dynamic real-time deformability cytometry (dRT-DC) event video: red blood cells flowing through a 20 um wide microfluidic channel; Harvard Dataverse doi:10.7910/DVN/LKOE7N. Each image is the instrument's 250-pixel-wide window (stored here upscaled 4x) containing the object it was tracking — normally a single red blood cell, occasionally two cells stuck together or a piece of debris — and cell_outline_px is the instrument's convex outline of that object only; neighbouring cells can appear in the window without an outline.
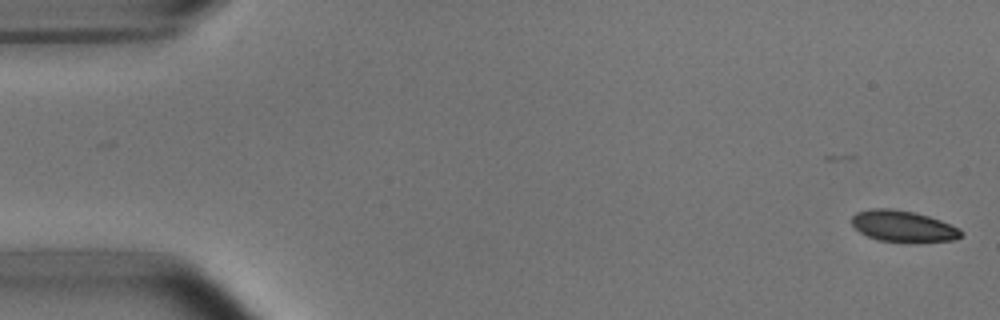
{"species": "common noctule bat (a hibernating species)", "species_latin": "Nyctalus noctula", "temperature_condition": "room temperature", "stored_images_in_passage": 17, "camera_frame_rate_fps": 3000, "um_per_image_px": 0.085, "animal": {"sex": "male", "body_mass_g": 15.6}, "frame": {"image": 1, "passage_image": 1, "time_ms": 0.0, "image_size_px": [1000, 320], "cell_outline_px": [[964, 232], [960, 236], [952, 240], [916, 244], [880, 240], [868, 236], [860, 232], [852, 224], [852, 216], [856, 212], [872, 208], [892, 208], [912, 212], [928, 216], [940, 220], [960, 228]], "centroid_in_image_um": [76.79, 19.25], "position_along_channel_um": 8.2, "area_um2": 20.23}}
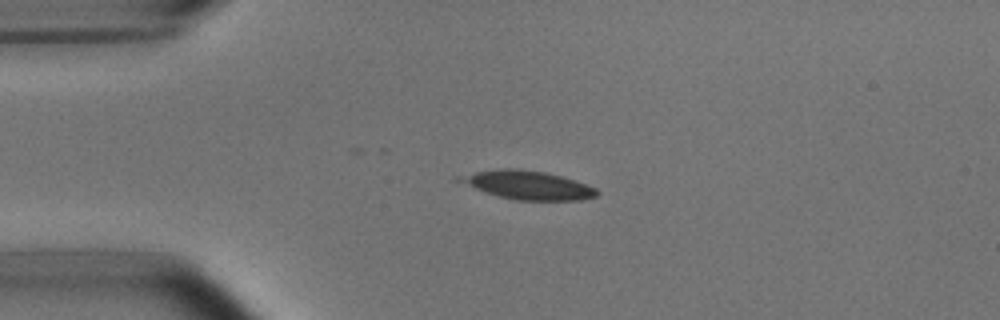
{"frame": {"image": 2, "passage_image": 12, "time_ms": 3.667, "image_size_px": [1000, 320], "cell_outline_px": [[600, 192], [596, 196], [580, 200], [516, 200], [484, 192], [452, 180], [452, 176], [476, 172], [504, 168], [516, 168], [544, 172], [560, 176], [596, 188]], "centroid_in_image_um": [44.76, 15.73], "position_along_channel_um": 40.2, "area_um2": 22.83}}